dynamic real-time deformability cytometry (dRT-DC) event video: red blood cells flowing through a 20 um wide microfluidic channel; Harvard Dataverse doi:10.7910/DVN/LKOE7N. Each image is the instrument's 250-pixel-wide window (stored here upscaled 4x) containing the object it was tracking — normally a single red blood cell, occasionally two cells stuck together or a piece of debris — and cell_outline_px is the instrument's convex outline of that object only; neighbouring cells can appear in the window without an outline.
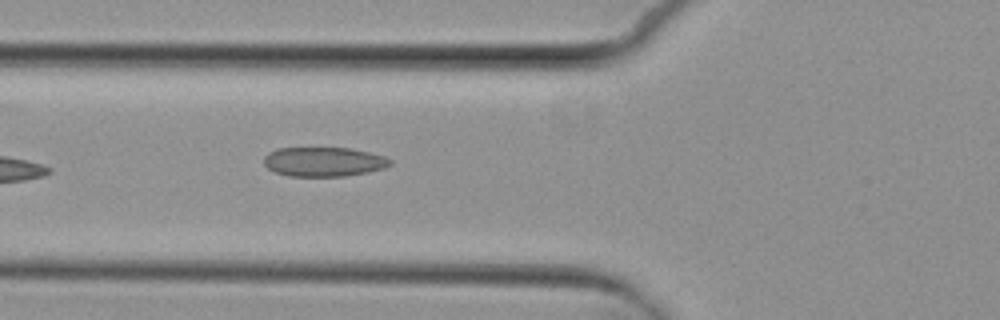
{"species": "common noctule bat (a hibernating species)", "species_latin": "Nyctalus noctula", "temperature_condition": "cold", "stored_images_in_passage": 7, "camera_frame_rate_fps": 3000, "um_per_image_px": 0.085, "animal": {"sex": "female", "body_mass_g": 29.2, "forearm_length_mm": 56.3}, "frame": {"image": 1, "passage_image": 7, "time_ms": 7.0, "image_size_px": [1000, 320], "cell_outline_px": [[392, 164], [384, 168], [368, 172], [344, 176], [288, 176], [276, 172], [268, 168], [264, 164], [264, 156], [268, 152], [280, 148], [352, 148], [384, 156], [392, 160]], "centroid_in_image_um": [27.53, 13.75], "position_along_channel_um": 98.3, "area_um2": 21.62}}